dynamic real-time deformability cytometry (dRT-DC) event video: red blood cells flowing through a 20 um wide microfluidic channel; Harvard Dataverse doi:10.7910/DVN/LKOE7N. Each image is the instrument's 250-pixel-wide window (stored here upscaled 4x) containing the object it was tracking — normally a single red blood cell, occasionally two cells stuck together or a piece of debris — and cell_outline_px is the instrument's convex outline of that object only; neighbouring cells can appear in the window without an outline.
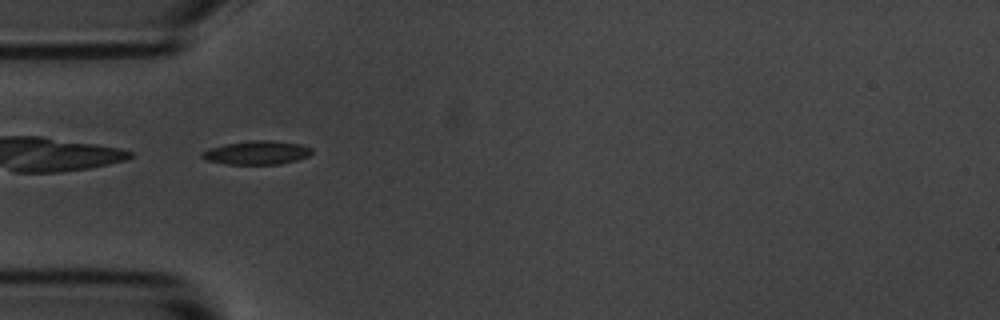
{"species": "common noctule bat (a hibernating species)", "species_latin": "Nyctalus noctula", "temperature_condition": "room temperature", "stored_images_in_passage": 2, "camera_frame_rate_fps": 3000, "um_per_image_px": 0.085, "animal": {"sex": "male", "body_mass_g": 20.1, "forearm_length_mm": 53.5}, "frame": {"image": 1, "passage_image": 1, "time_ms": 0.0, "image_size_px": [1000, 320], "cell_outline_px": [[312, 152], [308, 156], [296, 160], [280, 164], [228, 164], [204, 160], [200, 156], [200, 152], [208, 148], [224, 144], [248, 140], [272, 140], [300, 144], [312, 148]], "centroid_in_image_um": [21.78, 12.97], "position_along_channel_um": 63.2, "area_um2": 15.32}}